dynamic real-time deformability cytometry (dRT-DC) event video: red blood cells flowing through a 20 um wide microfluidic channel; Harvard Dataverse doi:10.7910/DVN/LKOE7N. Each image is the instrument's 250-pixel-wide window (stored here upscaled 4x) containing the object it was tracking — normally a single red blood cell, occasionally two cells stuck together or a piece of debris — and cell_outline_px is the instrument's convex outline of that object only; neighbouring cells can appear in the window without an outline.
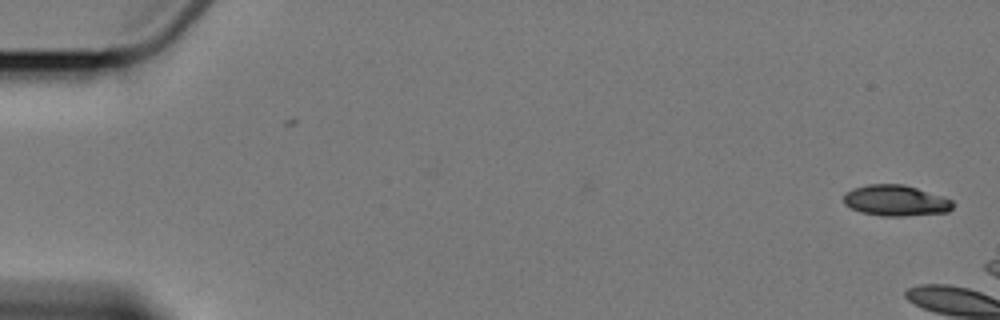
{"species": "Egyptian fruit bat (a non-hibernating species)", "species_latin": "Rousettus aegyptiacus", "temperature_condition": "cold", "stored_images_in_passage": 8, "camera_frame_rate_fps": 3000, "um_per_image_px": 0.085, "animal": {"sex": "female"}, "frame": {"image": 1, "passage_image": 1, "time_ms": 0.0, "image_size_px": [1000, 320], "cell_outline_px": [[956, 204], [948, 212], [904, 216], [880, 216], [860, 212], [844, 204], [844, 192], [852, 188], [868, 184], [904, 184], [944, 196], [952, 200]], "centroid_in_image_um": [76.15, 17.04], "position_along_channel_um": 8.9, "area_um2": 19.94}}
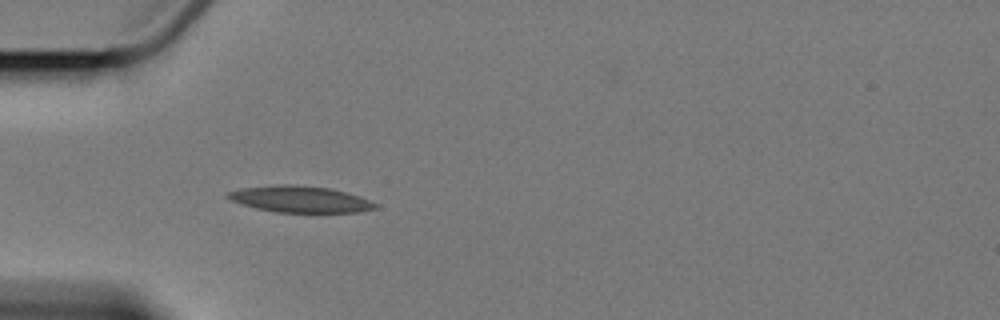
{"frame": {"image": 2, "passage_image": 8, "time_ms": 8.333, "image_size_px": [1000, 320], "cell_outline_px": [[376, 208], [356, 212], [276, 212], [256, 208], [232, 200], [224, 196], [228, 192], [240, 188], [280, 184], [292, 184], [328, 188], [360, 196], [376, 204]], "centroid_in_image_um": [25.47, 16.92], "position_along_channel_um": 59.5, "area_um2": 22.37}}